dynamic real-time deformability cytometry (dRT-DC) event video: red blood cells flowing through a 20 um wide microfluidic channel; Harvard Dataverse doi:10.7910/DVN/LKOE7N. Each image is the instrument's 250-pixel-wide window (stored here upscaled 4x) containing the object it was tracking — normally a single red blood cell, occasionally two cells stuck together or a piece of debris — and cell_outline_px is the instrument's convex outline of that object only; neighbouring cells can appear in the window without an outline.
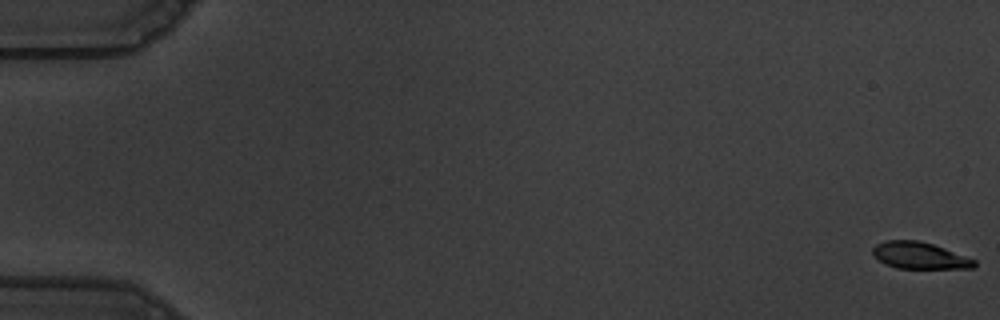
{"species": "common noctule bat (a hibernating species)", "species_latin": "Nyctalus noctula", "temperature_condition": "warm", "stored_images_in_passage": 42, "camera_frame_rate_fps": 3000, "um_per_image_px": 0.085, "animal": {"sex": "male", "body_mass_g": 19.5, "forearm_length_mm": 54.6}, "frame": {"image": 1, "passage_image": 1, "time_ms": 0.0, "image_size_px": [1000, 320], "cell_outline_px": [[976, 264], [972, 268], [896, 268], [872, 256], [872, 248], [876, 244], [888, 240], [916, 240], [932, 244], [944, 248], [976, 260]], "centroid_in_image_um": [78.14, 21.71], "position_along_channel_um": 6.9, "area_um2": 15.61}}
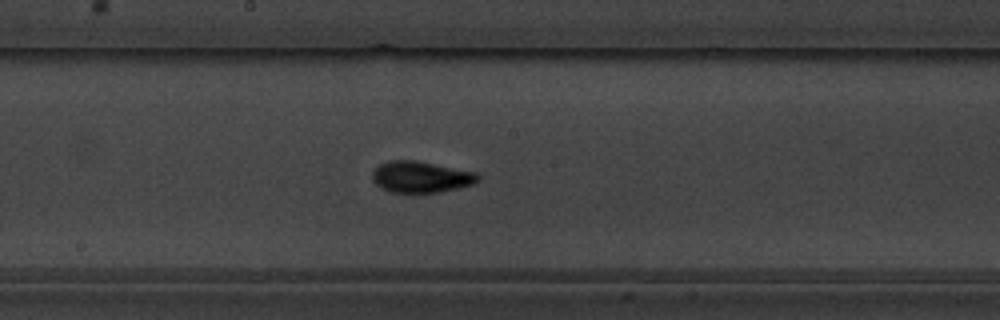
{"frame": {"image": 2, "passage_image": 32, "time_ms": 10.333, "image_size_px": [1000, 320], "cell_outline_px": [[480, 180], [472, 184], [440, 192], [392, 192], [380, 188], [372, 180], [372, 172], [380, 164], [388, 160], [416, 160], [476, 172], [480, 176]], "centroid_in_image_um": [35.76, 15.03], "position_along_channel_um": 212.4, "area_um2": 19.25}}
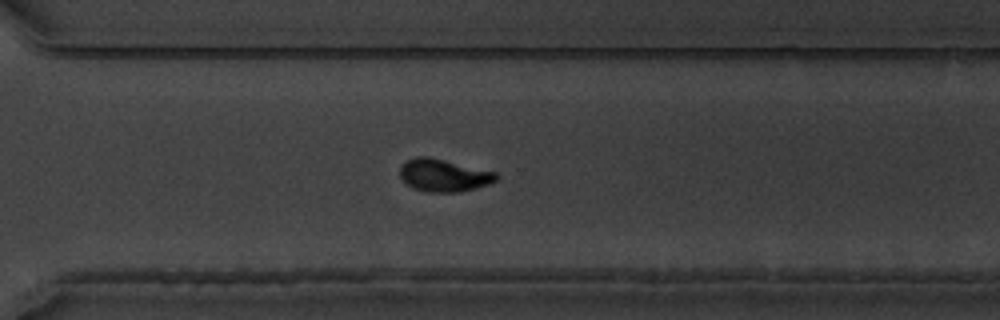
{"frame": {"image": 3, "passage_image": 42, "time_ms": 13.667, "image_size_px": [1000, 320], "cell_outline_px": [[500, 176], [496, 180], [488, 184], [460, 192], [424, 192], [412, 188], [400, 176], [400, 164], [416, 156], [428, 156], [496, 172]], "centroid_in_image_um": [37.7, 14.9], "position_along_channel_um": 332.9, "area_um2": 18.26}}